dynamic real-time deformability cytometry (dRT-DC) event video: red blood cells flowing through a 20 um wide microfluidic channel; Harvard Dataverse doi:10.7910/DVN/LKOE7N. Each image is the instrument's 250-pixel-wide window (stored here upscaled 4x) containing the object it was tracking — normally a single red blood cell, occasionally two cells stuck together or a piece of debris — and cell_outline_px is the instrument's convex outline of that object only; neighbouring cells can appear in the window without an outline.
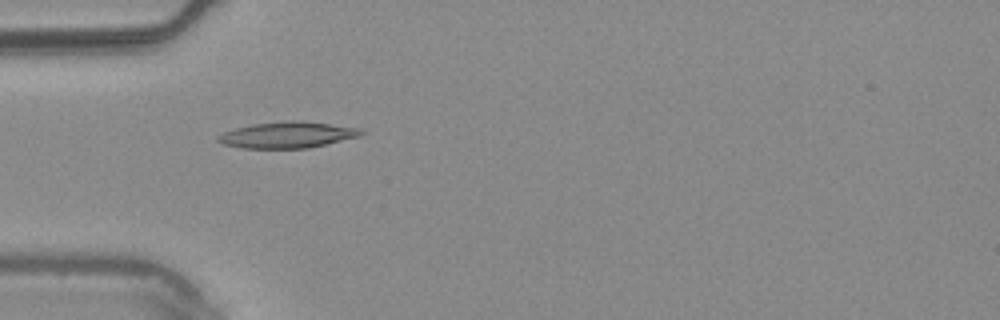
{"species": "common noctule bat (a hibernating species)", "species_latin": "Nyctalus noctula", "temperature_condition": "warm", "stored_images_in_passage": 5, "camera_frame_rate_fps": 3000, "um_per_image_px": 0.085, "animal": {"sex": "male", "body_mass_g": 20.4}, "frame": {"image": 1, "passage_image": 3, "time_ms": 0.667, "image_size_px": [1000, 320], "cell_outline_px": [[364, 132], [360, 136], [308, 148], [240, 148], [224, 144], [216, 140], [216, 136], [224, 132], [236, 128], [252, 124], [288, 120], [304, 120], [360, 128]], "centroid_in_image_um": [24.42, 11.45], "position_along_channel_um": 60.6, "area_um2": 21.91}}
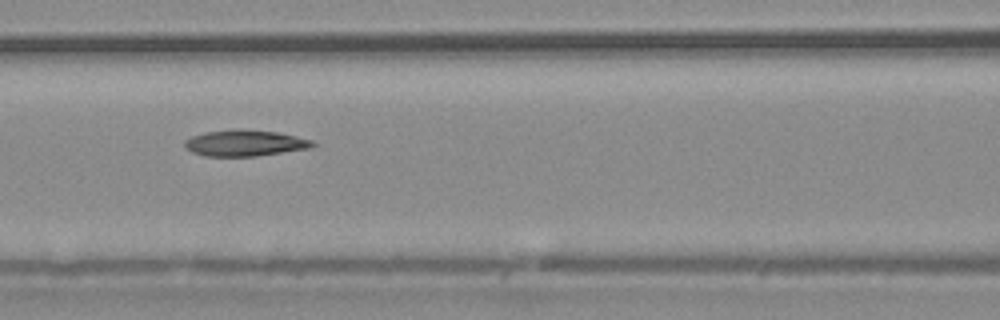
{"frame": {"image": 2, "passage_image": 5, "time_ms": 1.333, "image_size_px": [1000, 320], "cell_outline_px": [[316, 144], [312, 148], [256, 156], [204, 156], [192, 152], [184, 148], [184, 140], [192, 136], [204, 132], [276, 132], [296, 136], [312, 140]], "centroid_in_image_um": [20.82, 12.21], "position_along_channel_um": 145.8, "area_um2": 18.67}}